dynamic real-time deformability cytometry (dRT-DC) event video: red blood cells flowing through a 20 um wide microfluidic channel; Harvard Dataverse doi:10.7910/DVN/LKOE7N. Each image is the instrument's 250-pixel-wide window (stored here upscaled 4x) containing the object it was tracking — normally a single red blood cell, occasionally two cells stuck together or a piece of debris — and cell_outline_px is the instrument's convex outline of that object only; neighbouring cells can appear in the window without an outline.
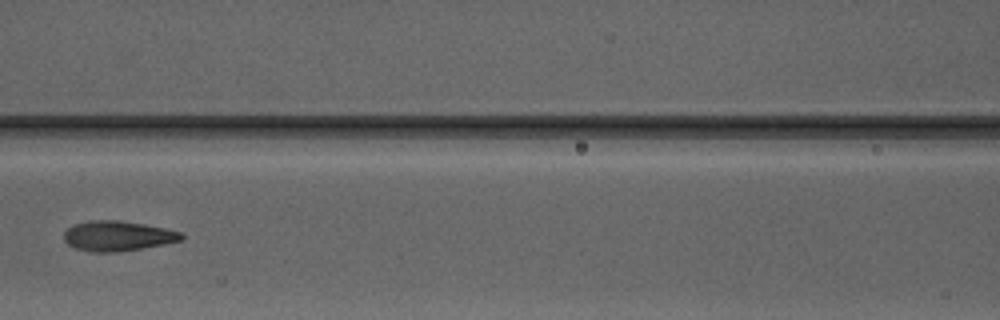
{"species": "Egyptian fruit bat (a non-hibernating species)", "species_latin": "Rousettus aegyptiacus", "temperature_condition": "warm", "stored_images_in_passage": 6, "camera_frame_rate_fps": 3000, "um_per_image_px": 0.085, "animal": {"sex": "male"}, "frame": {"image": 1, "passage_image": 6, "time_ms": 6.667, "image_size_px": [1000, 320], "cell_outline_px": [[184, 240], [164, 244], [120, 252], [92, 252], [76, 248], [68, 244], [64, 240], [64, 232], [68, 228], [76, 224], [88, 220], [116, 220], [144, 224], [164, 228], [180, 232], [184, 236]], "centroid_in_image_um": [10.01, 20.06], "position_along_channel_um": 156.6, "area_um2": 20.52}}